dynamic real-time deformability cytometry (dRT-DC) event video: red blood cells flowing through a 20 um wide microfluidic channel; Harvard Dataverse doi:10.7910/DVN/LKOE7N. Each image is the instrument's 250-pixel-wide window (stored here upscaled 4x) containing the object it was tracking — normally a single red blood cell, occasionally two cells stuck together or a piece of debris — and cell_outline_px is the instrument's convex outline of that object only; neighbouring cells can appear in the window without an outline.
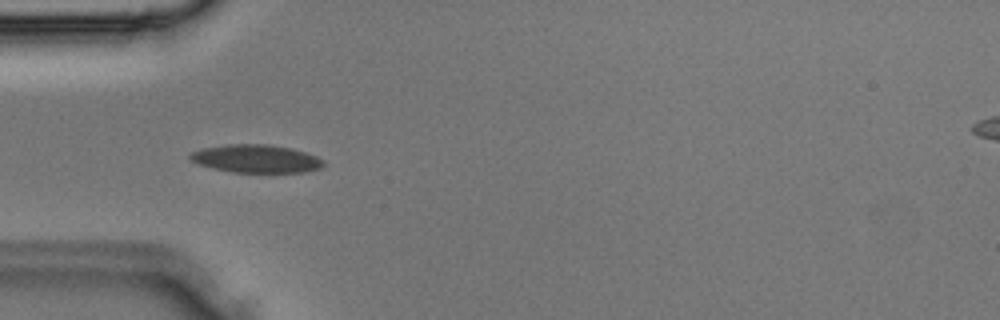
{"species": "Egyptian fruit bat (a non-hibernating species)", "species_latin": "Rousettus aegyptiacus", "temperature_condition": "room temperature", "stored_images_in_passage": 29, "camera_frame_rate_fps": 3000, "um_per_image_px": 0.085, "animal": {"sex": "male"}, "frame": {"image": 1, "passage_image": 4, "time_ms": 1.0, "image_size_px": [1000, 320], "cell_outline_px": [[324, 164], [320, 168], [304, 172], [232, 172], [196, 164], [188, 156], [192, 152], [200, 148], [224, 144], [268, 144], [292, 148], [316, 156], [324, 160]], "centroid_in_image_um": [21.74, 13.48], "position_along_channel_um": 63.3, "area_um2": 21.85}}
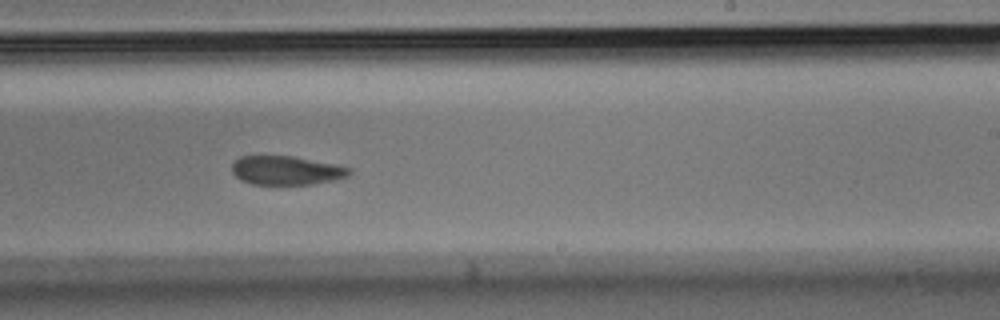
{"frame": {"image": 2, "passage_image": 15, "time_ms": 4.667, "image_size_px": [1000, 320], "cell_outline_px": [[352, 172], [348, 176], [336, 180], [312, 184], [252, 184], [240, 180], [232, 172], [232, 164], [240, 156], [292, 156], [336, 164], [352, 168]], "centroid_in_image_um": [24.37, 14.48], "position_along_channel_um": 264.6, "area_um2": 19.83}}
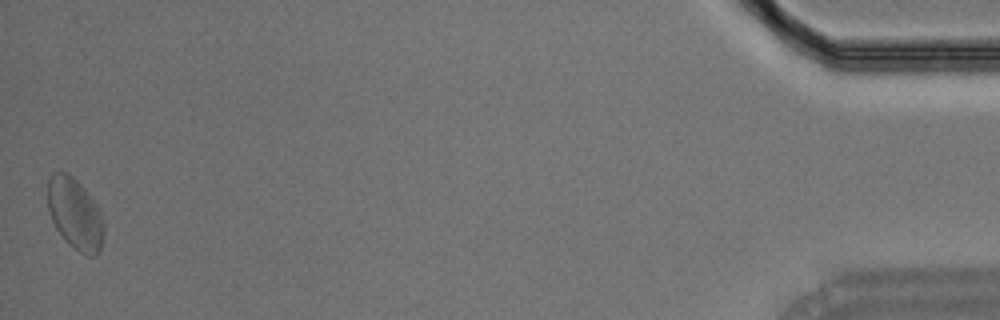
{"frame": {"image": 3, "passage_image": 29, "time_ms": 9.333, "image_size_px": [1000, 320], "cell_outline_px": [[104, 236], [100, 252], [96, 256], [88, 256], [80, 252], [68, 244], [64, 240], [56, 228], [48, 212], [48, 176], [52, 172], [68, 172], [88, 192], [100, 208], [104, 220]], "centroid_in_image_um": [6.4, 18.18], "position_along_channel_um": 428.8, "area_um2": 23.87}}